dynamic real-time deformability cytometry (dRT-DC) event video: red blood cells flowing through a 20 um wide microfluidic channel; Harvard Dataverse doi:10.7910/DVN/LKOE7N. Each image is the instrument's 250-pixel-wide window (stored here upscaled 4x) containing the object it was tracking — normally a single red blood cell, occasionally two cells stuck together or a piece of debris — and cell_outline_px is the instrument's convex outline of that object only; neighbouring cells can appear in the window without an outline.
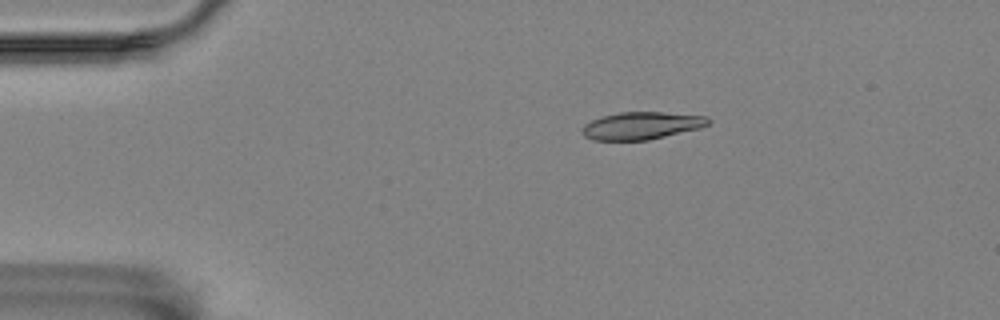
{"species": "Egyptian fruit bat (a non-hibernating species)", "species_latin": "Rousettus aegyptiacus", "temperature_condition": "room temperature", "stored_images_in_passage": 10, "camera_frame_rate_fps": 3000, "um_per_image_px": 0.085, "animal": {"sex": "female"}, "frame": {"image": 1, "passage_image": 4, "time_ms": 3.0, "image_size_px": [1000, 320], "cell_outline_px": [[712, 120], [708, 124], [700, 128], [648, 140], [592, 140], [584, 136], [580, 132], [580, 128], [584, 124], [592, 120], [604, 116], [620, 112], [664, 112], [708, 116]], "centroid_in_image_um": [54.52, 10.68], "position_along_channel_um": 30.5, "area_um2": 20.29}}
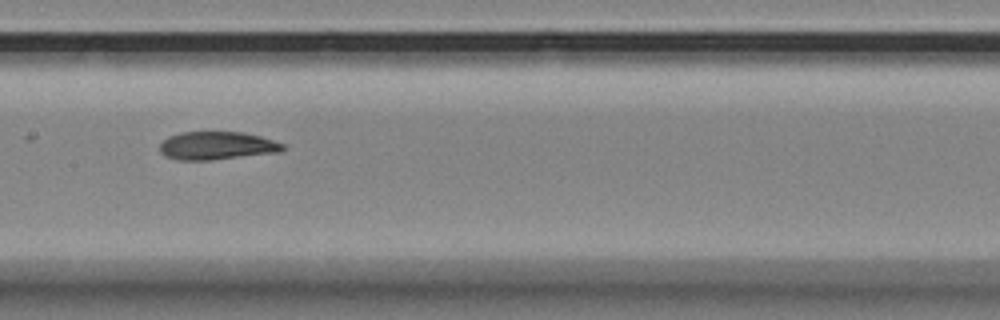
{"frame": {"image": 2, "passage_image": 9, "time_ms": 9.0, "image_size_px": [1000, 320], "cell_outline_px": [[284, 148], [280, 152], [212, 160], [176, 160], [164, 156], [160, 152], [160, 144], [168, 136], [180, 132], [244, 132], [260, 136], [284, 144]], "centroid_in_image_um": [18.4, 12.39], "position_along_channel_um": 189.0, "area_um2": 20.23}}
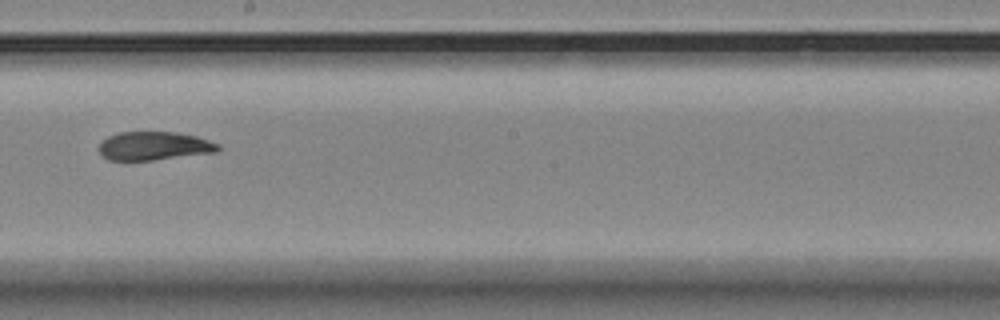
{"frame": {"image": 3, "passage_image": 10, "time_ms": 10.333, "image_size_px": [1000, 320], "cell_outline_px": [[220, 148], [216, 152], [152, 160], [108, 160], [100, 156], [96, 148], [108, 136], [120, 132], [176, 132], [196, 136], [220, 144]], "centroid_in_image_um": [13.05, 12.41], "position_along_channel_um": 235.1, "area_um2": 19.88}}